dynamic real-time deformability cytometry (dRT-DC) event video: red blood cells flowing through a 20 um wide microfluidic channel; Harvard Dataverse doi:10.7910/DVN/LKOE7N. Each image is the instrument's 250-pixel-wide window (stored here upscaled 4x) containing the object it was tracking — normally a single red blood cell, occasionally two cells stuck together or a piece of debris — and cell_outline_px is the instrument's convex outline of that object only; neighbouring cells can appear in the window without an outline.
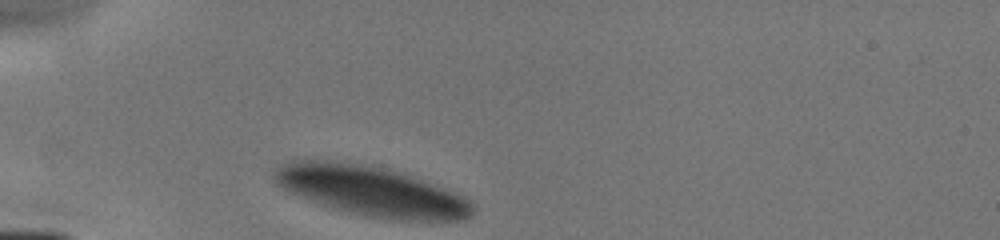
{"species": "human", "species_latin": "Homo sapiens", "temperature_condition": "cold", "stored_images_in_passage": 1, "camera_frame_rate_fps": 3000, "um_per_image_px": 0.085, "donor": {"sex": "male"}, "frame": {"image": 1, "passage_image": 1, "time_ms": 0.0, "image_size_px": [1000, 240], "cell_outline_px": [[476, 212], [472, 216], [464, 220], [388, 220], [364, 216], [348, 212], [320, 204], [280, 188], [276, 184], [272, 176], [276, 168], [292, 160], [332, 160], [364, 164], [400, 172], [412, 176], [456, 192], [472, 200], [476, 204]], "centroid_in_image_um": [31.61, 16.25], "position_along_channel_um": 53.4, "area_um2": 58.03}}